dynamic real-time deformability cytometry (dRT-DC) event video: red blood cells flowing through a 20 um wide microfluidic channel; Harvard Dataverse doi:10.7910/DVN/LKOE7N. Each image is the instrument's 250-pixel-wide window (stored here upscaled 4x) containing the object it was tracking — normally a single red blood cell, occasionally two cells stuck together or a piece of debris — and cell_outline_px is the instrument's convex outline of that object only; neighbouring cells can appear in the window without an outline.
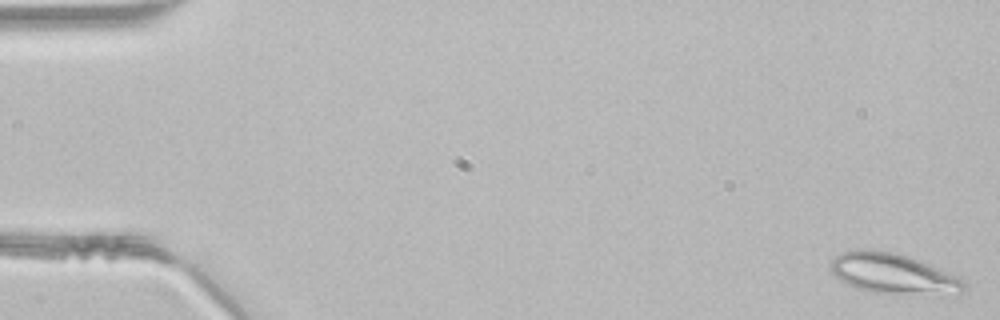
{"species": "common noctule bat (a hibernating species)", "species_latin": "Nyctalus noctula", "temperature_condition": "room temperature", "stored_images_in_passage": 47, "camera_frame_rate_fps": 3000, "um_per_image_px": 0.085, "animal": {"sex": "male", "body_mass_g": 21.5, "forearm_length_mm": 52.0}, "frame": {"image": 1, "passage_image": 1, "time_ms": 0.0, "image_size_px": [1000, 320], "cell_outline_px": [[968, 284], [960, 292], [872, 292], [848, 284], [840, 280], [832, 272], [828, 264], [840, 252], [864, 248], [892, 252], [920, 260], [956, 276], [964, 280]], "centroid_in_image_um": [75.82, 23.2], "position_along_channel_um": 9.2, "area_um2": 30.23}}
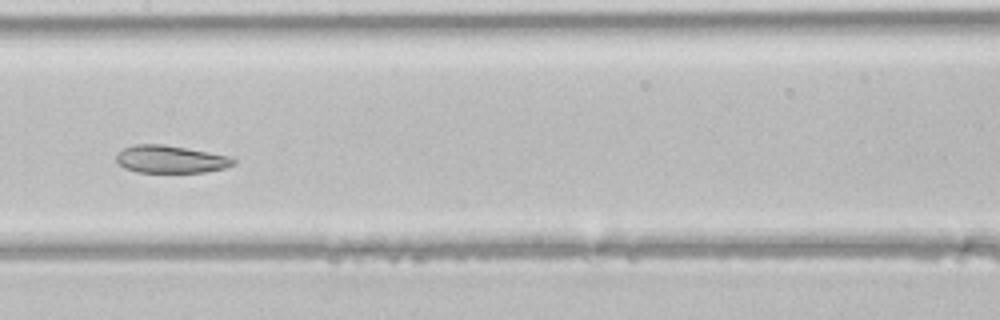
{"frame": {"image": 2, "passage_image": 24, "time_ms": 7.667, "image_size_px": [1000, 320], "cell_outline_px": [[236, 164], [224, 168], [204, 172], [136, 172], [124, 168], [116, 160], [116, 156], [124, 148], [132, 144], [164, 144], [208, 152], [228, 156], [236, 160]], "centroid_in_image_um": [14.49, 13.53], "position_along_channel_um": 192.9, "area_um2": 18.73}}
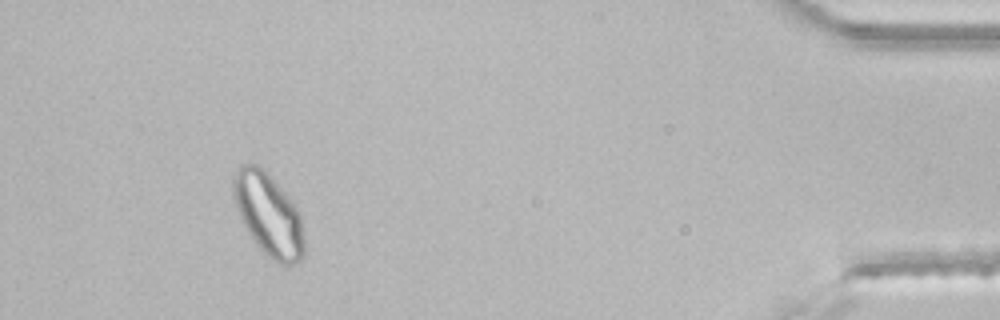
{"frame": {"image": 3, "passage_image": 44, "time_ms": 14.333, "image_size_px": [1000, 320], "cell_outline_px": [[304, 256], [296, 264], [288, 268], [272, 260], [256, 244], [248, 232], [236, 208], [232, 196], [232, 180], [236, 172], [244, 164], [256, 164], [288, 196], [296, 208], [300, 216], [304, 236]], "centroid_in_image_um": [22.83, 18.32], "position_along_channel_um": 412.4, "area_um2": 33.76}}